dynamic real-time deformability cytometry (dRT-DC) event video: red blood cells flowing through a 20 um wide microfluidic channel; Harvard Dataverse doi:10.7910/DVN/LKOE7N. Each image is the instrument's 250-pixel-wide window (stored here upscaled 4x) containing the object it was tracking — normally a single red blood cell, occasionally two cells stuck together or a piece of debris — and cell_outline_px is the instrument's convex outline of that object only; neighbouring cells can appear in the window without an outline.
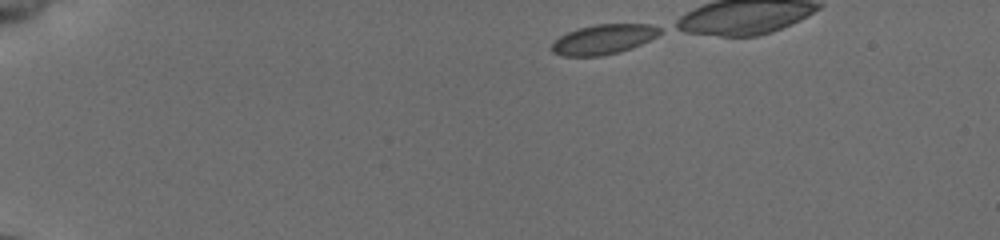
{"species": "common noctule bat (a hibernating species)", "species_latin": "Nyctalus noctula", "temperature_condition": "cold", "stored_images_in_passage": 38, "camera_frame_rate_fps": 3000, "um_per_image_px": 0.085, "animal": {"sex": "female", "body_mass_g": 19.5, "forearm_length_mm": 54.1}, "frame": {"image": 1, "passage_image": 1, "time_ms": 0.0, "image_size_px": [1000, 240], "cell_outline_px": [[660, 32], [656, 36], [640, 44], [616, 52], [600, 56], [564, 56], [552, 52], [552, 44], [560, 36], [568, 32], [580, 28], [596, 24], [648, 24], [660, 28]], "centroid_in_image_um": [51.26, 3.34], "position_along_channel_um": 33.7, "area_um2": 18.26}}
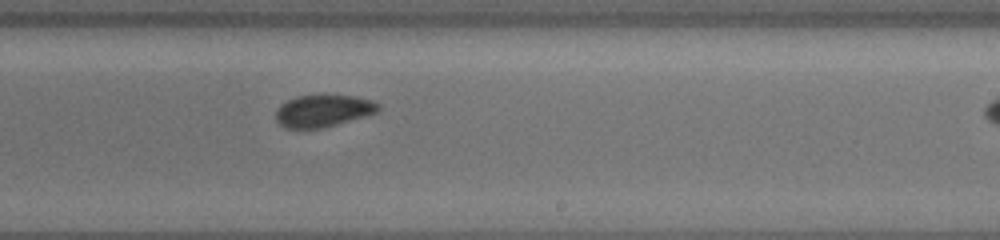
{"frame": {"image": 2, "passage_image": 25, "time_ms": 8.0, "image_size_px": [1000, 240], "cell_outline_px": [[380, 108], [376, 112], [364, 116], [336, 124], [320, 128], [284, 128], [276, 120], [276, 112], [280, 104], [296, 96], [320, 92], [356, 96], [372, 100], [380, 104]], "centroid_in_image_um": [27.46, 9.36], "position_along_channel_um": 261.5, "area_um2": 19.71}}
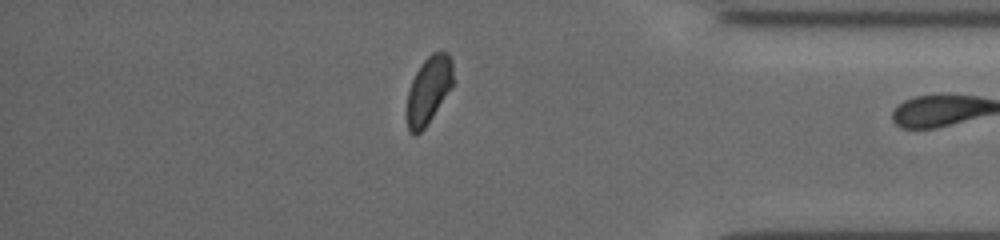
{"frame": {"image": 3, "passage_image": 37, "time_ms": 12.0, "image_size_px": [1000, 240], "cell_outline_px": [[452, 84], [432, 116], [424, 128], [416, 136], [412, 136], [408, 132], [408, 92], [412, 80], [416, 72], [424, 60], [432, 52], [448, 52], [452, 60]], "centroid_in_image_um": [36.42, 7.64], "position_along_channel_um": 398.8, "area_um2": 17.57}}